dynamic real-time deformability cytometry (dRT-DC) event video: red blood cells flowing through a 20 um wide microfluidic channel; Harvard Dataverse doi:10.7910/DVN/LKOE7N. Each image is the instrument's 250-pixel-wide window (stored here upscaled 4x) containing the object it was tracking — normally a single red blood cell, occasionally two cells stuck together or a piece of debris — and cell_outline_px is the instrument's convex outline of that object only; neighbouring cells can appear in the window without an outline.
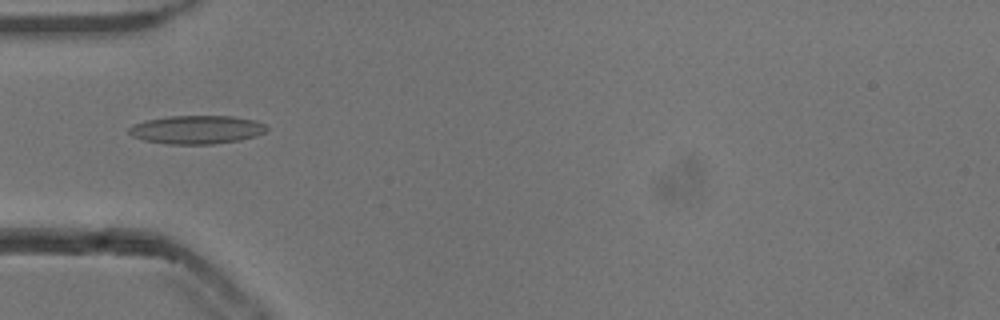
{"species": "common noctule bat (a hibernating species)", "species_latin": "Nyctalus noctula", "temperature_condition": "cold", "stored_images_in_passage": 29, "camera_frame_rate_fps": 3000, "um_per_image_px": 0.085, "animal": {"sex": "male", "body_mass_g": 13.3}, "frame": {"image": 1, "passage_image": 1, "time_ms": 0.0, "image_size_px": [1000, 320], "cell_outline_px": [[268, 128], [264, 132], [256, 136], [240, 140], [212, 144], [168, 144], [144, 140], [132, 136], [128, 132], [128, 128], [132, 124], [148, 120], [168, 116], [232, 116], [256, 120], [264, 124]], "centroid_in_image_um": [16.72, 11.02], "position_along_channel_um": 68.3, "area_um2": 22.83}}
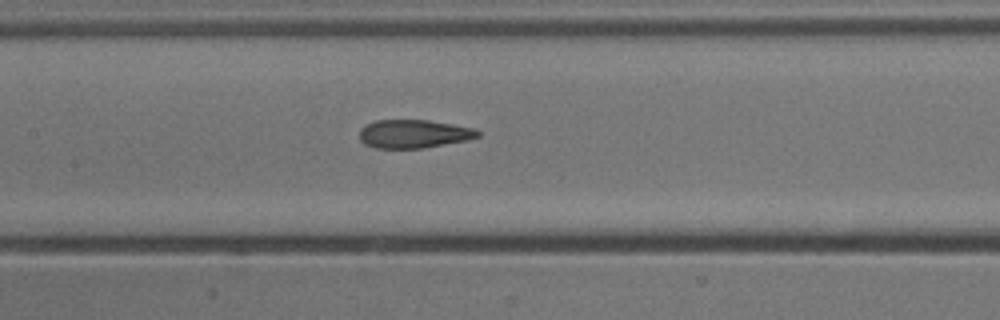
{"frame": {"image": 2, "passage_image": 9, "time_ms": 2.667, "image_size_px": [1000, 320], "cell_outline_px": [[480, 136], [468, 140], [424, 148], [376, 148], [364, 144], [360, 140], [360, 128], [364, 124], [376, 120], [428, 120], [452, 124], [472, 128], [480, 132]], "centroid_in_image_um": [35.14, 11.38], "position_along_channel_um": 172.3, "area_um2": 19.65}}
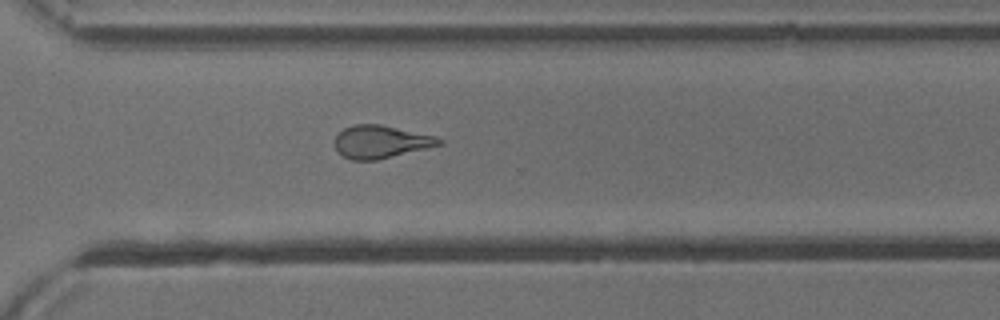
{"frame": {"image": 3, "passage_image": 22, "time_ms": 7.0, "image_size_px": [1000, 320], "cell_outline_px": [[444, 144], [428, 148], [376, 160], [352, 160], [344, 156], [332, 144], [332, 140], [344, 128], [356, 124], [380, 124], [436, 136], [444, 140]], "centroid_in_image_um": [32.38, 12.05], "position_along_channel_um": 338.2, "area_um2": 20.0}, "authors_computed_cell_mechanics": {"area_um2": 19.9988, "velocity_mm_per_s": 3.8497, "shape_relaxation_time_tau1_ms": 3.7229, "shape_relaxation_time_tau2_ms": 1.455, "deformation_change_tau1": 0.1636, "deformation_change_tau2": 0.107}}